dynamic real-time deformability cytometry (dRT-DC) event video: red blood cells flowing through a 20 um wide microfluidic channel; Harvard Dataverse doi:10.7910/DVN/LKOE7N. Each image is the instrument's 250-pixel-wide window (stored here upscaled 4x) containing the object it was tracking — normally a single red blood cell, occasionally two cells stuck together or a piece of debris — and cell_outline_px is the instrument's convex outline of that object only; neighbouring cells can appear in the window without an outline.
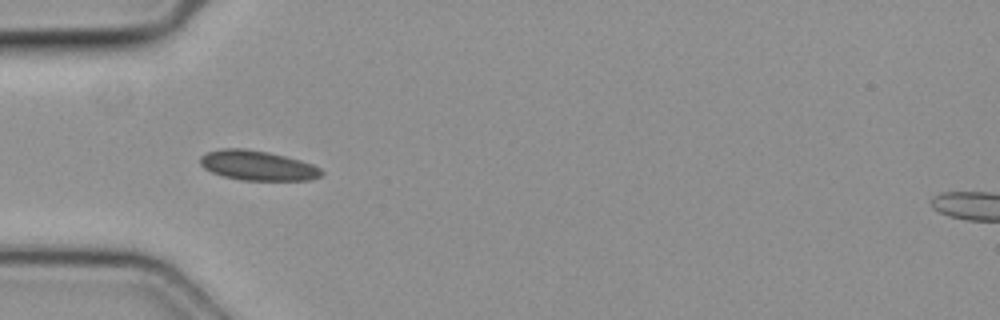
{"species": "common noctule bat (a hibernating species)", "species_latin": "Nyctalus noctula", "temperature_condition": "cold", "stored_images_in_passage": 4, "camera_frame_rate_fps": 3000, "um_per_image_px": 0.085, "animal": {"sex": "female", "body_mass_g": 19.3, "forearm_length_mm": 54.1}, "frame": {"image": 1, "passage_image": 1, "time_ms": 0.0, "image_size_px": [1000, 320], "cell_outline_px": [[324, 172], [320, 176], [312, 180], [240, 180], [224, 176], [212, 172], [204, 168], [200, 164], [200, 156], [208, 152], [224, 148], [248, 148], [268, 152], [300, 160], [312, 164], [320, 168]], "centroid_in_image_um": [21.9, 14.07], "position_along_channel_um": 63.1, "area_um2": 21.04}}
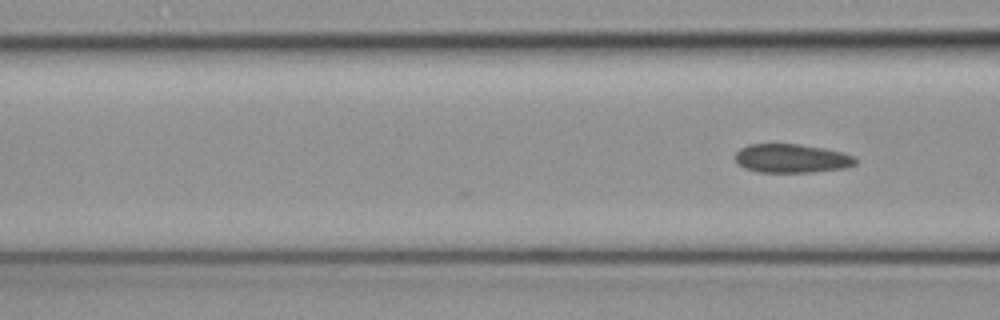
{"frame": {"image": 2, "passage_image": 4, "time_ms": 1.0, "image_size_px": [1000, 320], "cell_outline_px": [[856, 164], [848, 168], [812, 172], [756, 172], [744, 168], [736, 164], [736, 152], [740, 148], [748, 144], [800, 144], [824, 148], [844, 152], [852, 156], [856, 160]], "centroid_in_image_um": [67.28, 13.47], "position_along_channel_um": 99.3, "area_um2": 20.4}}